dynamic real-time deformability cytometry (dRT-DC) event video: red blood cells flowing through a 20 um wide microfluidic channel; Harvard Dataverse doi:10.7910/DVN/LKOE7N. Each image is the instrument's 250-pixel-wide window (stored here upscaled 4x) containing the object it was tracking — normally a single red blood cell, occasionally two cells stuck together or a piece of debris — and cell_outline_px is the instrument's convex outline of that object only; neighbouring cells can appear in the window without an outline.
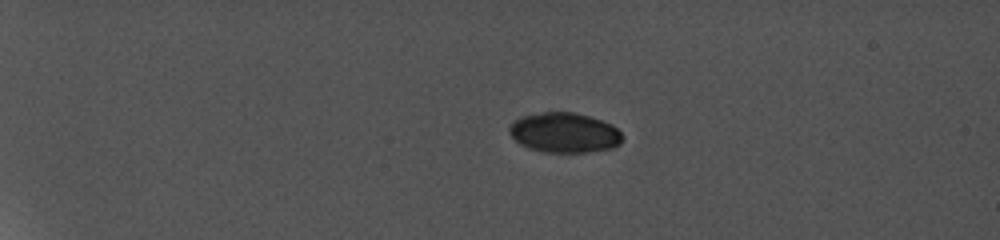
{"species": "common noctule bat (a hibernating species)", "species_latin": "Nyctalus noctula", "temperature_condition": "cold", "stored_images_in_passage": 11, "camera_frame_rate_fps": 5000, "um_per_image_px": 0.085, "animal": {"sex": "female", "body_mass_g": 19.0, "forearm_length_mm": 56.7}, "frame": {"image": 1, "passage_image": 7, "time_ms": 5.6, "image_size_px": [1000, 240], "cell_outline_px": [[620, 140], [616, 144], [608, 148], [580, 152], [552, 152], [532, 148], [516, 140], [512, 136], [508, 128], [516, 120], [524, 116], [544, 112], [572, 112], [588, 116], [612, 124], [620, 132]], "centroid_in_image_um": [47.96, 11.25], "position_along_channel_um": 37.0, "area_um2": 25.26}}
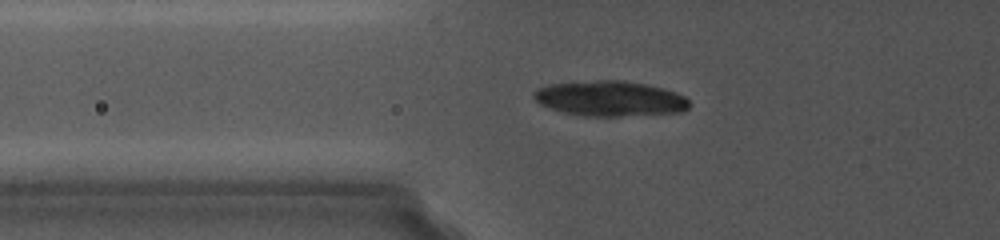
{"frame": {"image": 2, "passage_image": 11, "time_ms": 9.2, "image_size_px": [1000, 240], "cell_outline_px": [[688, 108], [676, 112], [620, 116], [584, 116], [552, 108], [536, 100], [536, 92], [540, 88], [552, 84], [596, 80], [624, 80], [644, 84], [660, 88], [684, 96], [688, 100]], "centroid_in_image_um": [51.88, 8.37], "position_along_channel_um": 73.9, "area_um2": 30.87}}